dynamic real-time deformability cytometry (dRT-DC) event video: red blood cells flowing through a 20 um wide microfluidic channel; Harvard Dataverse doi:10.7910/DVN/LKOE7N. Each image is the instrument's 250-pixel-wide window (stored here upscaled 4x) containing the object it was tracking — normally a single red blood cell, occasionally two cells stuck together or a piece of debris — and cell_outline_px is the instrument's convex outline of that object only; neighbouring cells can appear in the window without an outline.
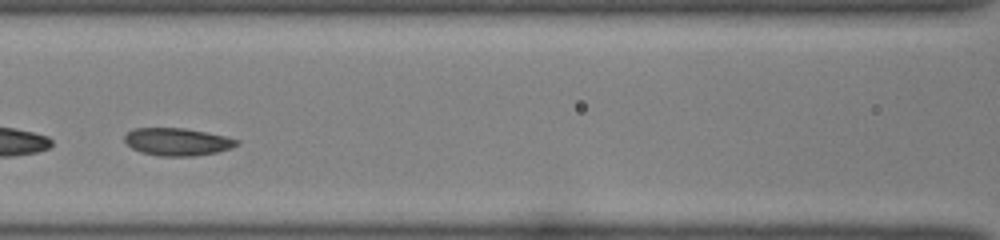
{"species": "common noctule bat (a hibernating species)", "species_latin": "Nyctalus noctula", "temperature_condition": "room temperature", "stored_images_in_passage": 31, "camera_frame_rate_fps": 3000, "um_per_image_px": 0.085, "animal": {"sex": "female", "body_mass_g": 22.0, "forearm_length_mm": 56.7}, "frame": {"image": 1, "passage_image": 12, "time_ms": 3.667, "image_size_px": [1000, 240], "cell_outline_px": [[240, 144], [232, 148], [216, 152], [192, 156], [160, 156], [140, 152], [132, 148], [124, 140], [124, 136], [132, 128], [184, 128], [224, 136], [240, 140]], "centroid_in_image_um": [15.07, 12.05], "position_along_channel_um": 151.5, "area_um2": 17.98}}
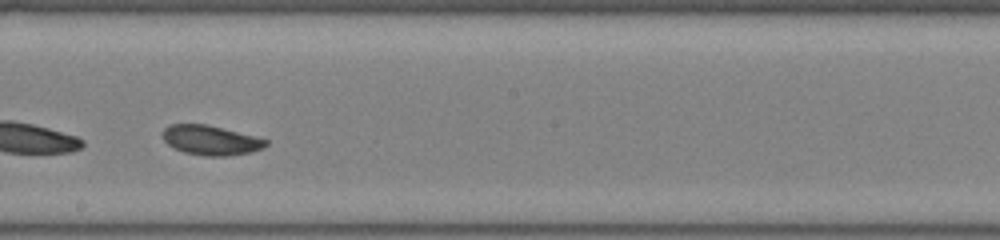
{"frame": {"image": 2, "passage_image": 18, "time_ms": 5.667, "image_size_px": [1000, 240], "cell_outline_px": [[268, 144], [264, 148], [252, 152], [224, 156], [204, 156], [184, 152], [168, 144], [160, 136], [164, 128], [168, 124], [204, 124], [268, 140]], "centroid_in_image_um": [17.87, 11.92], "position_along_channel_um": 230.3, "area_um2": 17.63}}
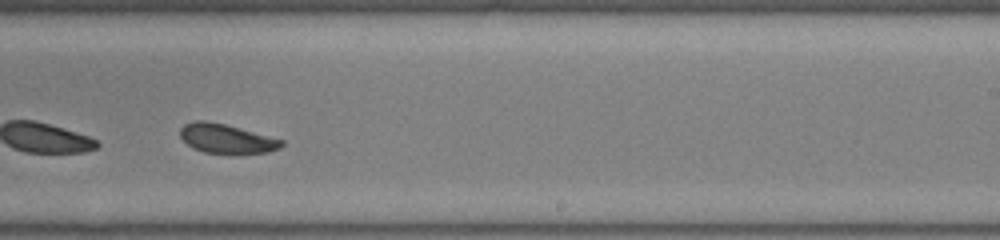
{"frame": {"image": 3, "passage_image": 21, "time_ms": 6.667, "image_size_px": [1000, 240], "cell_outline_px": [[284, 144], [280, 148], [268, 152], [204, 152], [192, 148], [180, 136], [180, 128], [184, 124], [196, 120], [204, 120], [224, 124], [284, 140]], "centroid_in_image_um": [19.23, 11.76], "position_along_channel_um": 269.8, "area_um2": 16.82}, "authors_computed_cell_mechanics": {"area_um2": 18.2648, "velocity_mm_per_s": 3.9563, "shape_relaxation_time_tau1_ms": 1.8439, "shape_relaxation_time_tau2_ms": 3.4713, "deformation_change_tau1": 0.0876, "deformation_change_tau2": 0.1008}}